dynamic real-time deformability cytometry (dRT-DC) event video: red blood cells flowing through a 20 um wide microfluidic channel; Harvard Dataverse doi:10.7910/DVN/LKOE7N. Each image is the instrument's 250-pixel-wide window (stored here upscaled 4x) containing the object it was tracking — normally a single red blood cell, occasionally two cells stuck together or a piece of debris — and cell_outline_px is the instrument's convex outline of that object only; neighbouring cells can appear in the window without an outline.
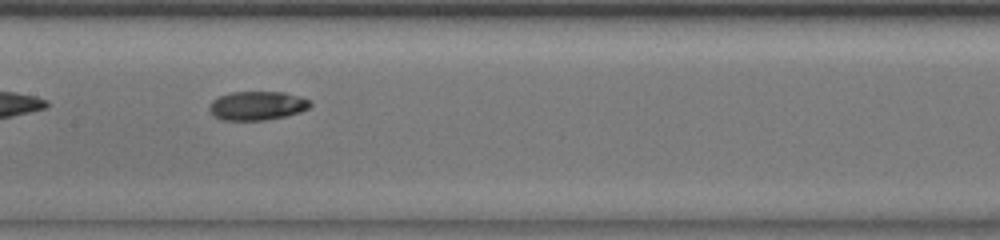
{"species": "common noctule bat (a hibernating species)", "species_latin": "Nyctalus noctula", "temperature_condition": "room temperature", "stored_images_in_passage": 34, "camera_frame_rate_fps": 3000, "um_per_image_px": 0.085, "animal": {"sex": "male", "body_mass_g": 13.0, "forearm_length_mm": 53.1}, "frame": {"image": 1, "passage_image": 10, "time_ms": 3.0, "image_size_px": [1000, 240], "cell_outline_px": [[312, 104], [308, 108], [300, 112], [284, 116], [264, 120], [220, 120], [208, 108], [208, 104], [212, 100], [220, 96], [232, 92], [284, 92], [300, 96], [312, 100]], "centroid_in_image_um": [21.88, 8.97], "position_along_channel_um": 185.5, "area_um2": 16.99}}
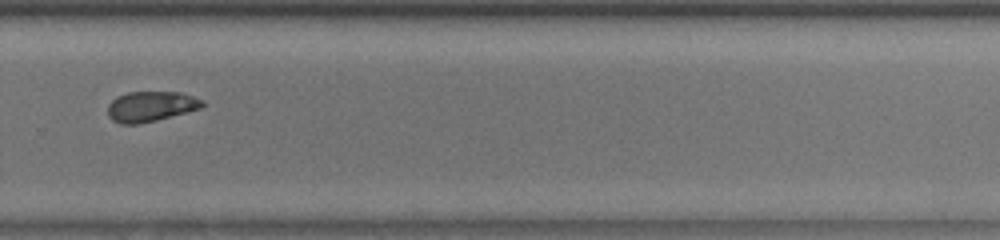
{"frame": {"image": 2, "passage_image": 20, "time_ms": 6.333, "image_size_px": [1000, 240], "cell_outline_px": [[204, 104], [200, 108], [156, 120], [140, 124], [120, 124], [112, 120], [108, 116], [108, 104], [116, 96], [128, 92], [180, 92], [204, 100]], "centroid_in_image_um": [12.78, 9.04], "position_along_channel_um": 317.0, "area_um2": 16.65}, "authors_computed_cell_mechanics": {"area_um2": 17.1666, "velocity_mm_per_s": 3.9579, "shape_relaxation_time_tau1_ms": 3.7087, "shape_relaxation_time_tau2_ms": 3.8078, "deformation_change_tau1": 0.0936, "deformation_change_tau2": 0.092}}